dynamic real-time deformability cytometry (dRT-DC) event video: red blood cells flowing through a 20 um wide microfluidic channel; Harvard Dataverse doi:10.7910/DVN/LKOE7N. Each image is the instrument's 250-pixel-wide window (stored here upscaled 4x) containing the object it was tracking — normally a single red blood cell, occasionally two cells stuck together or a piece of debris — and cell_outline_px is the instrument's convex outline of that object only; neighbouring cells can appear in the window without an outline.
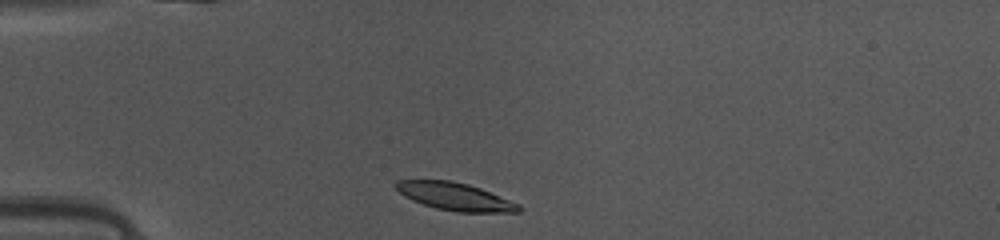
{"species": "common noctule bat (a hibernating species)", "species_latin": "Nyctalus noctula", "temperature_condition": "warm", "stored_images_in_passage": 36, "camera_frame_rate_fps": 3000, "um_per_image_px": 0.085, "animal": {"sex": "female", "body_mass_g": 10.0, "forearm_length_mm": 53.1}, "frame": {"image": 1, "passage_image": 1, "time_ms": 0.0, "image_size_px": [1000, 240], "cell_outline_px": [[524, 208], [520, 212], [456, 212], [436, 208], [412, 200], [404, 196], [396, 188], [396, 180], [452, 180], [468, 184], [480, 188], [520, 204]], "centroid_in_image_um": [38.72, 16.71], "position_along_channel_um": 46.3, "area_um2": 19.77}}
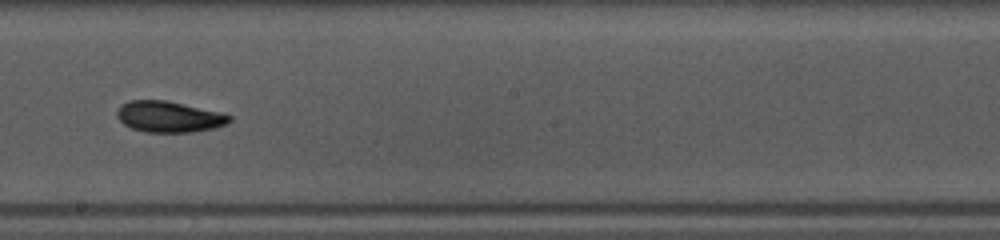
{"frame": {"image": 2, "passage_image": 16, "time_ms": 5.0, "image_size_px": [1000, 240], "cell_outline_px": [[232, 120], [228, 124], [216, 128], [192, 132], [144, 132], [132, 128], [124, 124], [116, 116], [116, 112], [120, 104], [128, 100], [164, 100], [224, 112], [232, 116]], "centroid_in_image_um": [14.4, 9.92], "position_along_channel_um": 233.8, "area_um2": 20.69}}
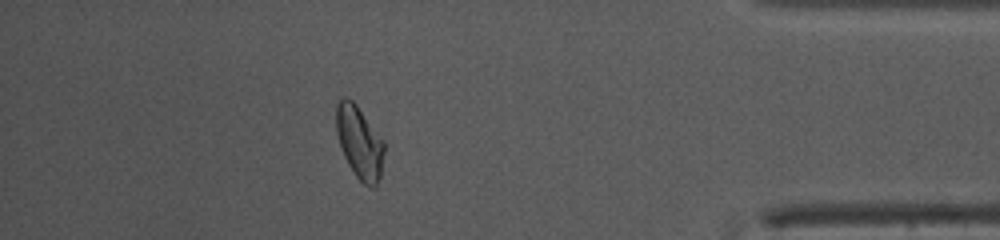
{"frame": {"image": 3, "passage_image": 31, "time_ms": 10.0, "image_size_px": [1000, 240], "cell_outline_px": [[384, 152], [380, 176], [376, 188], [372, 188], [364, 184], [356, 176], [348, 164], [340, 148], [336, 132], [336, 104], [344, 96], [352, 100], [356, 104], [384, 140]], "centroid_in_image_um": [30.55, 12.1], "position_along_channel_um": 404.6, "area_um2": 20.4}, "authors_computed_cell_mechanics": {"area_um2": 20.0855, "velocity_mm_per_s": 4.1238, "shape_relaxation_time_tau1_ms": 2.2979, "shape_relaxation_time_tau2_ms": 2.582, "deformation_change_tau1": 0.1329, "deformation_change_tau2": 0.0628}}